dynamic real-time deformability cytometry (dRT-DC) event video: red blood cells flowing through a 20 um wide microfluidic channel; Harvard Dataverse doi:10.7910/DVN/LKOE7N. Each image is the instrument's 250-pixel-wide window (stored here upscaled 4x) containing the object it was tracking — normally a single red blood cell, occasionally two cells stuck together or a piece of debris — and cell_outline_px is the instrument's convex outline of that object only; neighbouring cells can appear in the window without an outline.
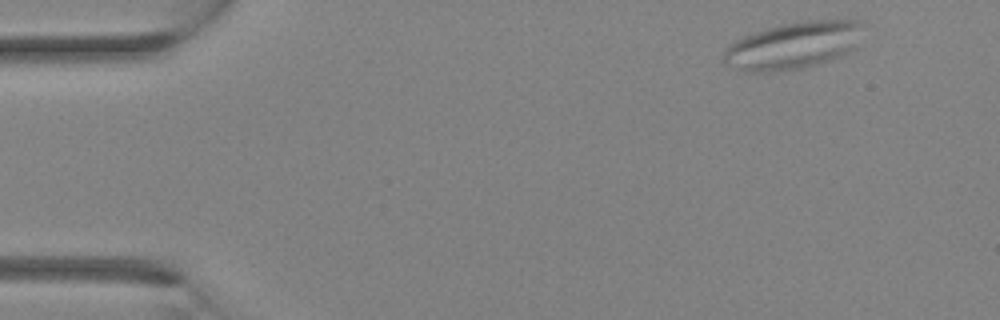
{"species": "Egyptian fruit bat (a non-hibernating species)", "species_latin": "Rousettus aegyptiacus", "temperature_condition": "room temperature", "stored_images_in_passage": 9, "camera_frame_rate_fps": 3000, "um_per_image_px": 0.085, "animal": {"sex": "female"}, "frame": {"image": 1, "passage_image": 1, "time_ms": 0.0, "image_size_px": [1000, 320], "cell_outline_px": [[864, 24], [856, 48], [832, 60], [800, 68], [776, 72], [744, 72], [732, 68], [724, 64], [724, 48], [728, 44], [744, 36], [768, 28], [784, 24], [804, 20], [864, 20]], "centroid_in_image_um": [67.43, 3.87], "position_along_channel_um": 17.6, "area_um2": 38.55}}